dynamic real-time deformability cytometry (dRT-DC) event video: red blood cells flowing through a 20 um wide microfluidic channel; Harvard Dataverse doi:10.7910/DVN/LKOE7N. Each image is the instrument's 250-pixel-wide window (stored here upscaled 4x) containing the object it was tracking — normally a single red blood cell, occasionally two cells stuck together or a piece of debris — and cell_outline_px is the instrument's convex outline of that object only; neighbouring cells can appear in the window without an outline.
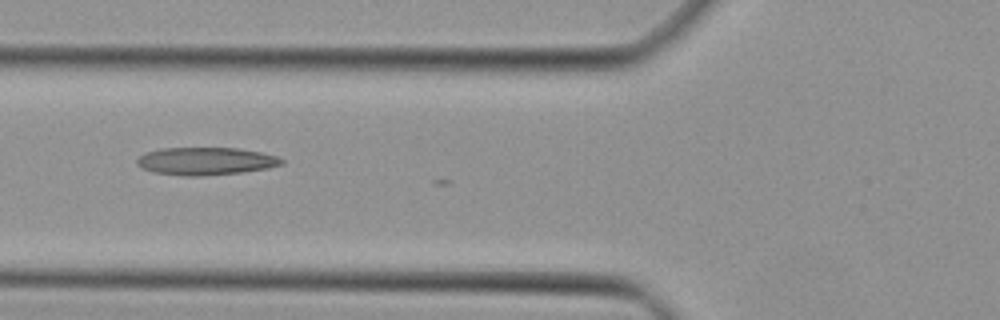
{"species": "Egyptian fruit bat (a non-hibernating species)", "species_latin": "Rousettus aegyptiacus", "temperature_condition": "cold", "stored_images_in_passage": 3, "camera_frame_rate_fps": 3000, "um_per_image_px": 0.085, "animal": {"sex": "female"}, "frame": {"image": 1, "passage_image": 2, "time_ms": 0.333, "image_size_px": [1000, 320], "cell_outline_px": [[284, 164], [268, 168], [240, 172], [200, 176], [184, 176], [152, 172], [140, 168], [136, 164], [136, 160], [144, 152], [160, 148], [240, 148], [260, 152], [276, 156], [284, 160]], "centroid_in_image_um": [17.44, 13.69], "position_along_channel_um": 108.4, "area_um2": 23.47}}